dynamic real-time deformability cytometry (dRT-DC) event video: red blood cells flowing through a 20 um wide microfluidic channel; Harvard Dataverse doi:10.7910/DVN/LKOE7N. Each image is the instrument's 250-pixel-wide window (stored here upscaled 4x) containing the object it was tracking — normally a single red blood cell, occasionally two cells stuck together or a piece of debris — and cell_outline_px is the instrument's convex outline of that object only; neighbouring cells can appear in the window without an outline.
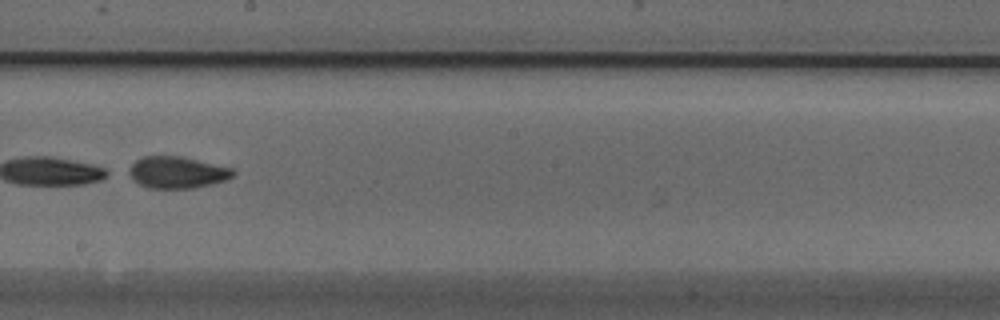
{"species": "Egyptian fruit bat (a non-hibernating species)", "species_latin": "Rousettus aegyptiacus", "temperature_condition": "cold", "stored_images_in_passage": 52, "camera_frame_rate_fps": 3000, "um_per_image_px": 0.085, "animal": {"sex": "male"}, "frame": {"image": 1, "passage_image": 30, "time_ms": 9.667, "image_size_px": [1000, 320], "cell_outline_px": [[236, 172], [232, 176], [224, 180], [212, 184], [192, 188], [148, 188], [132, 180], [124, 172], [136, 160], [144, 156], [180, 156], [232, 168]], "centroid_in_image_um": [14.98, 14.65], "position_along_channel_um": 233.2, "area_um2": 19.31}}